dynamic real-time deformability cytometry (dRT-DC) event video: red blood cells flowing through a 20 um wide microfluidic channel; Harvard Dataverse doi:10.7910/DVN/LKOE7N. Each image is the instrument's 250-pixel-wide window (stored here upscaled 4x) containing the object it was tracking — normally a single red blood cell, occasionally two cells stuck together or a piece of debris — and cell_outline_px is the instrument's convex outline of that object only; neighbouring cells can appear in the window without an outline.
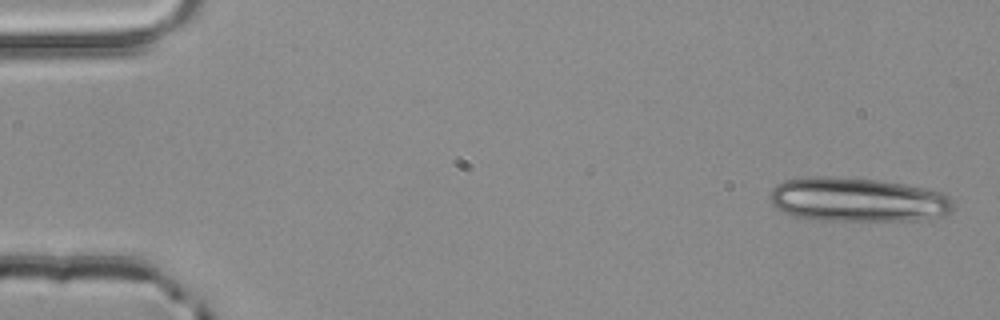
{"species": "common noctule bat (a hibernating species)", "species_latin": "Nyctalus noctula", "temperature_condition": "room temperature", "stored_images_in_passage": 3, "camera_frame_rate_fps": 3000, "um_per_image_px": 0.085, "animal": {"sex": "male", "body_mass_g": 20.4}, "frame": {"image": 1, "passage_image": 1, "time_ms": 0.0, "image_size_px": [1000, 320], "cell_outline_px": [[952, 208], [948, 212], [940, 216], [916, 220], [816, 220], [792, 216], [776, 208], [772, 204], [772, 188], [776, 184], [784, 180], [804, 176], [832, 176], [876, 180], [904, 184], [944, 192], [952, 200]], "centroid_in_image_um": [72.85, 16.96], "position_along_channel_um": 12.1, "area_um2": 47.16}}